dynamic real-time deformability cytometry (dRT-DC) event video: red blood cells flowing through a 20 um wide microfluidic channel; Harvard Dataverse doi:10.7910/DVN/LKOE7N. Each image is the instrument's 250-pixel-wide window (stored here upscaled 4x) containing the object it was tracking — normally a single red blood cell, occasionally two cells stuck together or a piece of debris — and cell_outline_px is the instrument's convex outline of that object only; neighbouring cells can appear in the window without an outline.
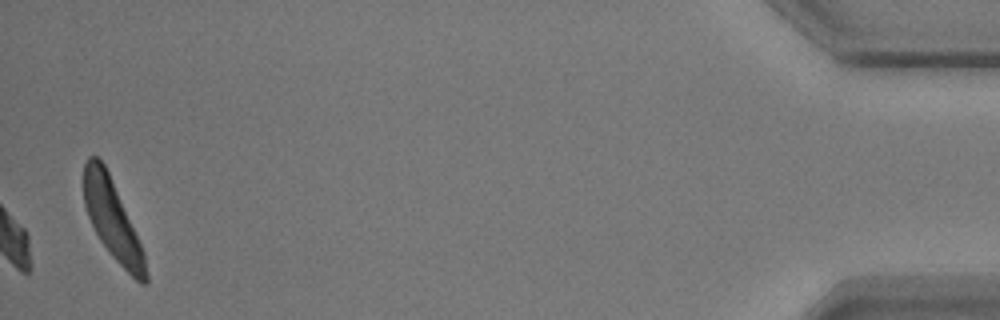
{"species": "common noctule bat (a hibernating species)", "species_latin": "Nyctalus noctula", "temperature_condition": "warm", "stored_images_in_passage": 39, "camera_frame_rate_fps": 3000, "um_per_image_px": 0.085, "animal": {"sex": "male", "body_mass_g": 17.9}, "frame": {"image": 1, "passage_image": 39, "time_ms": 12.667, "image_size_px": [1000, 320], "cell_outline_px": [[148, 284], [140, 284], [108, 252], [100, 240], [88, 216], [84, 204], [84, 164], [88, 156], [96, 156], [104, 164], [108, 172], [144, 252], [148, 276]], "centroid_in_image_um": [9.55, 18.7], "position_along_channel_um": 425.6, "area_um2": 27.92}, "authors_computed_cell_mechanics": {"area_um2": 18.4382, "velocity_mm_per_s": 3.6439, "shape_relaxation_time_tau1_ms": 2.463, "shape_relaxation_time_tau2_ms": 2.3382, "deformation_change_tau1": 0.1111, "deformation_change_tau2": 0.0665}}